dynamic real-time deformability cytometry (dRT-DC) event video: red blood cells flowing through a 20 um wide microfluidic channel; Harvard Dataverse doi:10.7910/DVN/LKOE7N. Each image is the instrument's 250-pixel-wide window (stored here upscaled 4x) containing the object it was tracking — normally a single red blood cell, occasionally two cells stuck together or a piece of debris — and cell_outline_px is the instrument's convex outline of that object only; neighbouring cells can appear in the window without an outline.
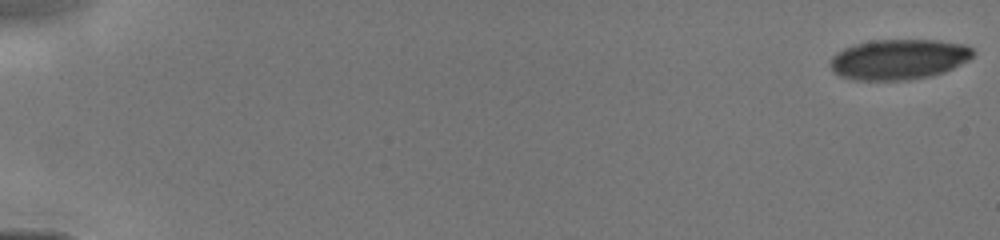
{"species": "human", "species_latin": "Homo sapiens", "temperature_condition": "cold", "stored_images_in_passage": 37, "camera_frame_rate_fps": 3000, "um_per_image_px": 0.085, "donor": {"sex": "male"}, "frame": {"image": 1, "passage_image": 1, "time_ms": 0.0, "image_size_px": [1000, 240], "cell_outline_px": [[976, 52], [968, 60], [944, 72], [932, 76], [908, 80], [856, 80], [840, 76], [832, 72], [832, 56], [836, 52], [852, 44], [872, 40], [940, 40], [964, 44], [972, 48]], "centroid_in_image_um": [76.4, 5.04], "position_along_channel_um": 8.6, "area_um2": 33.76}}
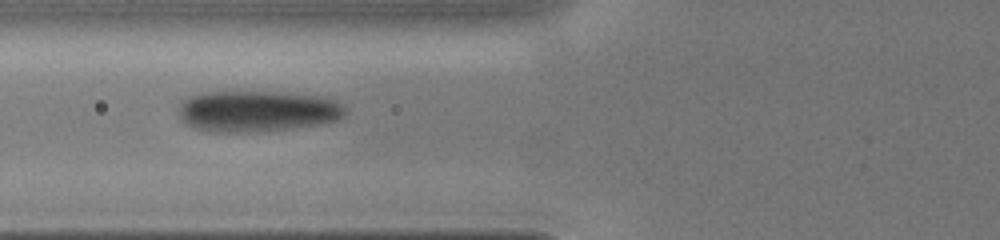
{"frame": {"image": 2, "passage_image": 19, "time_ms": 6.333, "image_size_px": [1000, 240], "cell_outline_px": [[348, 112], [344, 116], [336, 120], [320, 124], [292, 128], [256, 132], [212, 132], [192, 128], [184, 124], [180, 120], [180, 104], [188, 96], [208, 92], [284, 92], [328, 96], [344, 104], [348, 108]], "centroid_in_image_um": [21.93, 9.45], "position_along_channel_um": 103.9, "area_um2": 40.69}}
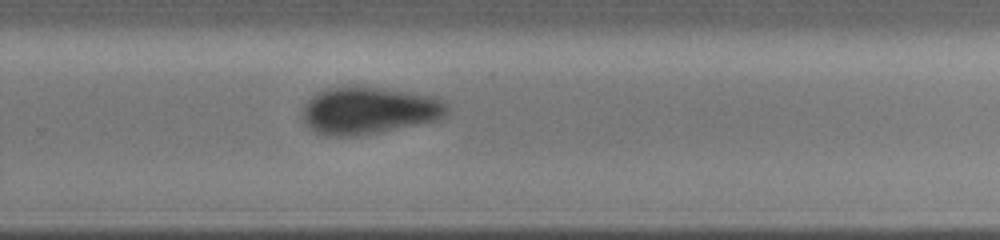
{"frame": {"image": 3, "passage_image": 36, "time_ms": 10.667, "image_size_px": [1000, 240], "cell_outline_px": [[448, 116], [436, 120], [380, 132], [356, 136], [324, 136], [308, 128], [300, 120], [300, 112], [304, 104], [316, 92], [328, 88], [380, 88], [416, 92], [436, 96], [444, 100], [448, 104]], "centroid_in_image_um": [31.34, 9.41], "position_along_channel_um": 298.5, "area_um2": 40.23}}